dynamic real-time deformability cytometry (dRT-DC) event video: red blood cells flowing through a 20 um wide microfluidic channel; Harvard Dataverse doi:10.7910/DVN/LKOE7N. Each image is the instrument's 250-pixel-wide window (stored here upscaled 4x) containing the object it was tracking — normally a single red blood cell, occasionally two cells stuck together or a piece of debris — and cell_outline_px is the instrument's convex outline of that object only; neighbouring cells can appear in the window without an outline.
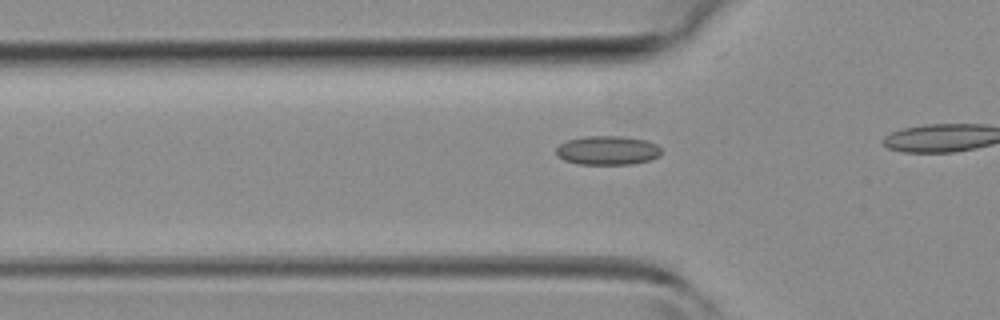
{"species": "common noctule bat (a hibernating species)", "species_latin": "Nyctalus noctula", "temperature_condition": "room temperature", "stored_images_in_passage": 8, "camera_frame_rate_fps": 3000, "um_per_image_px": 0.085, "animal": {"sex": "female", "body_mass_g": 19.3, "forearm_length_mm": 54.1}, "frame": {"image": 1, "passage_image": 4, "time_ms": 1.0, "image_size_px": [1000, 320], "cell_outline_px": [[660, 156], [648, 160], [628, 164], [576, 164], [564, 160], [556, 152], [556, 148], [560, 144], [568, 140], [584, 136], [620, 136], [648, 140], [656, 144], [660, 148]], "centroid_in_image_um": [51.64, 12.77], "position_along_channel_um": 74.2, "area_um2": 17.69}}
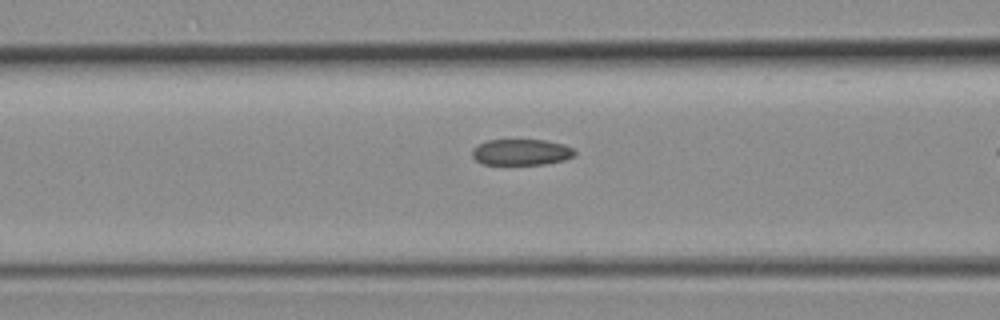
{"frame": {"image": 2, "passage_image": 7, "time_ms": 2.0, "image_size_px": [1000, 320], "cell_outline_px": [[576, 156], [564, 160], [544, 164], [484, 164], [476, 160], [472, 156], [472, 148], [488, 140], [544, 140], [564, 144], [572, 148], [576, 152]], "centroid_in_image_um": [44.33, 12.93], "position_along_channel_um": 122.3, "area_um2": 15.55}}